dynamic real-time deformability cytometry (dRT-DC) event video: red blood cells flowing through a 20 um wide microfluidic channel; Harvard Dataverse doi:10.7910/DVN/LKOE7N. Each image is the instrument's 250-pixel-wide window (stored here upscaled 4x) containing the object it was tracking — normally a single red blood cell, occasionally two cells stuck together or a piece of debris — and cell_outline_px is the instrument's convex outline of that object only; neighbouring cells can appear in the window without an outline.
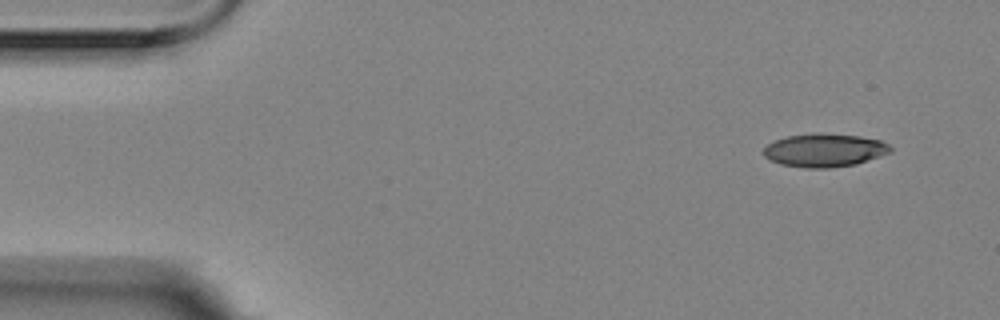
{"species": "Egyptian fruit bat (a non-hibernating species)", "species_latin": "Rousettus aegyptiacus", "temperature_condition": "room temperature", "stored_images_in_passage": 5, "segment_of_instrument_passage": [2, 2], "camera_frame_rate_fps": 3000, "um_per_image_px": 0.085, "animal": {"sex": "female"}, "frame": {"image": 1, "passage_image": 5, "time_ms": 1.333, "image_size_px": [1000, 320], "cell_outline_px": [[892, 152], [856, 164], [832, 168], [804, 168], [780, 164], [764, 156], [764, 148], [768, 144], [776, 140], [788, 136], [812, 132], [860, 136], [880, 140], [888, 144], [892, 148]], "centroid_in_image_um": [70.1, 12.77], "position_along_channel_um": 14.9, "area_um2": 24.68}}